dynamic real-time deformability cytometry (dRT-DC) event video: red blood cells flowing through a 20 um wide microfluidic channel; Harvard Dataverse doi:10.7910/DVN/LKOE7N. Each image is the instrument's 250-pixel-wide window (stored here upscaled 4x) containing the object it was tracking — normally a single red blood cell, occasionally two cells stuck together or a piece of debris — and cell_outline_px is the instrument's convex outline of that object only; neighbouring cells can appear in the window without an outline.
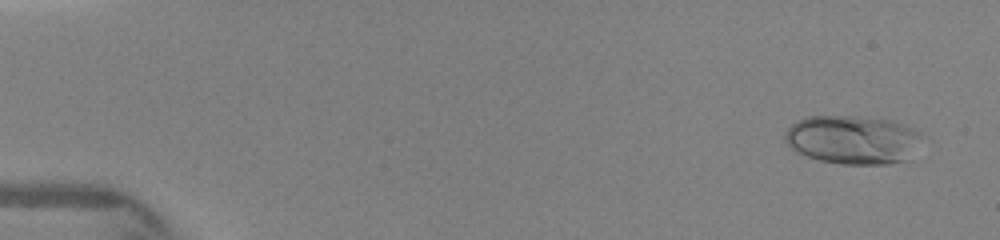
{"species": "human", "species_latin": "Homo sapiens", "temperature_condition": "warm", "stored_images_in_passage": 5, "camera_frame_rate_fps": 3000, "um_per_image_px": 0.085, "donor": {"sex": "female"}, "frame": {"image": 1, "passage_image": 1, "time_ms": 0.0, "image_size_px": [1000, 240], "cell_outline_px": [[920, 136], [904, 160], [888, 164], [840, 164], [820, 160], [808, 156], [792, 148], [784, 140], [784, 132], [792, 124], [808, 116], [856, 116], [888, 120], [912, 128], [920, 132]], "centroid_in_image_um": [72.39, 11.86], "position_along_channel_um": 12.6, "area_um2": 37.92}}
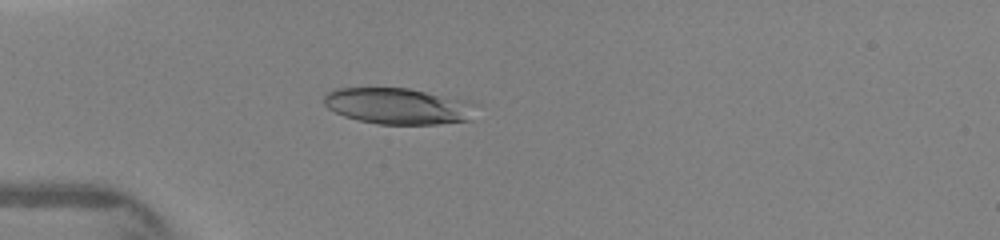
{"frame": {"image": 2, "passage_image": 5, "time_ms": 3.667, "image_size_px": [1000, 240], "cell_outline_px": [[476, 104], [472, 120], [436, 124], [380, 124], [356, 120], [344, 116], [328, 108], [324, 104], [324, 96], [328, 92], [336, 88], [408, 88], [472, 100]], "centroid_in_image_um": [33.9, 9.01], "position_along_channel_um": 51.1, "area_um2": 32.43}}